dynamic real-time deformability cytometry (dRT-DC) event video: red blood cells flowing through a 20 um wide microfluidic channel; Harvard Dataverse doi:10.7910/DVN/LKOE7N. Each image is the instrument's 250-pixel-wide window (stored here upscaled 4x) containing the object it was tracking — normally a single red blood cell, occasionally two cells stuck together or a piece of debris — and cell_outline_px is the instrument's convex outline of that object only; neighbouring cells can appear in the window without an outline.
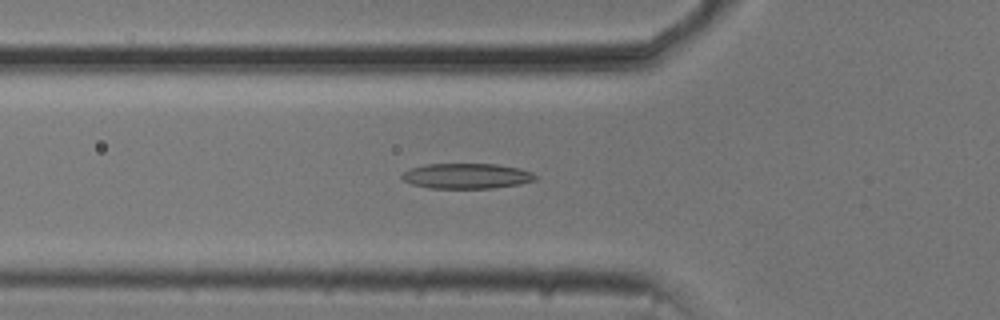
{"species": "common noctule bat (a hibernating species)", "species_latin": "Nyctalus noctula", "temperature_condition": "cold", "stored_images_in_passage": 53, "camera_frame_rate_fps": 3000, "um_per_image_px": 0.085, "animal": {"sex": "male", "body_mass_g": 20.5, "forearm_length_mm": 52.5}, "frame": {"image": 1, "passage_image": 18, "time_ms": 5.667, "image_size_px": [1000, 320], "cell_outline_px": [[540, 176], [536, 180], [520, 184], [492, 188], [428, 188], [412, 184], [404, 180], [400, 176], [404, 172], [412, 168], [428, 164], [496, 164], [520, 168], [532, 172]], "centroid_in_image_um": [39.72, 14.96], "position_along_channel_um": 86.1, "area_um2": 19.71}}
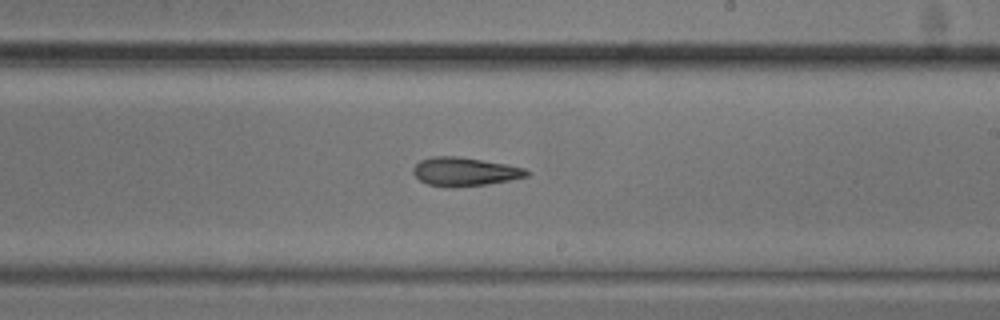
{"frame": {"image": 2, "passage_image": 31, "time_ms": 10.0, "image_size_px": [1000, 320], "cell_outline_px": [[532, 172], [528, 176], [488, 184], [452, 188], [428, 184], [420, 180], [412, 172], [412, 168], [420, 160], [432, 156], [456, 156], [504, 164], [524, 168]], "centroid_in_image_um": [39.48, 14.6], "position_along_channel_um": 249.5, "area_um2": 18.84}}
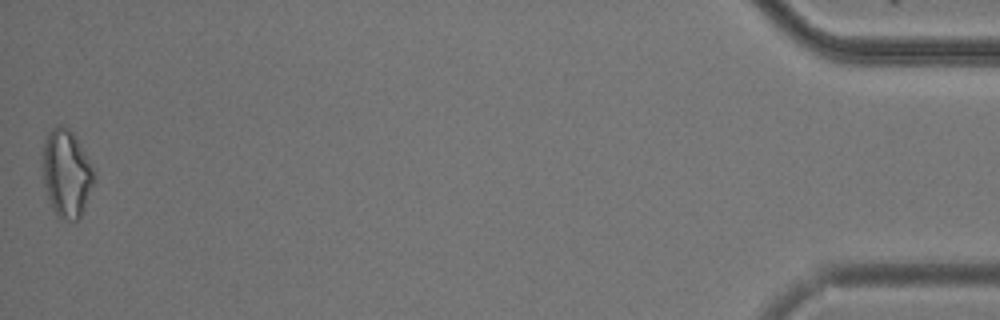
{"frame": {"image": 3, "passage_image": 53, "time_ms": 17.333, "image_size_px": [1000, 320], "cell_outline_px": [[96, 180], [84, 208], [80, 216], [76, 220], [68, 220], [56, 216], [48, 200], [44, 184], [40, 160], [44, 140], [48, 132], [52, 128], [60, 124], [64, 124], [76, 136], [92, 164], [96, 172]], "centroid_in_image_um": [5.64, 14.7], "position_along_channel_um": 429.6, "area_um2": 27.05}, "authors_computed_cell_mechanics": {"area_um2": 19.5942, "velocity_mm_per_s": 3.7508, "shape_relaxation_time_tau1_ms": 5.7952, "shape_relaxation_time_tau2_ms": 10.0, "deformation_change_tau1": 0.1547, "deformation_change_tau2": 0.2451}}